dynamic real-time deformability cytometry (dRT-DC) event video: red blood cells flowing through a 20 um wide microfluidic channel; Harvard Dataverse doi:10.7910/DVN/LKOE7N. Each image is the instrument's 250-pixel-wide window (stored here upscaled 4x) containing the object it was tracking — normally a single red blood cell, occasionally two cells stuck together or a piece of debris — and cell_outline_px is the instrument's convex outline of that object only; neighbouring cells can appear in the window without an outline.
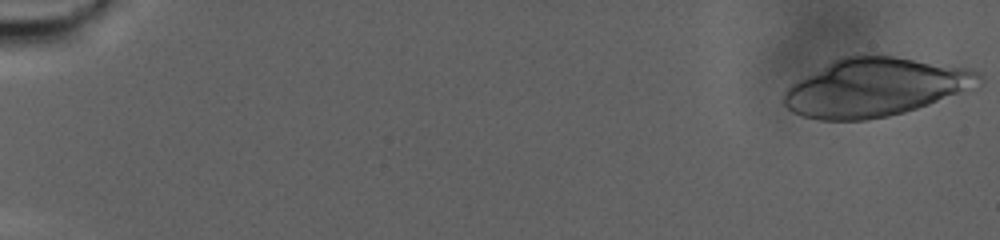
{"species": "human", "species_latin": "Homo sapiens", "temperature_condition": "warm", "stored_images_in_passage": 60, "camera_frame_rate_fps": 3000, "um_per_image_px": 0.085, "donor": {"sex": "male"}, "frame": {"image": 1, "passage_image": 1, "time_ms": 0.0, "image_size_px": [1000, 240], "cell_outline_px": [[984, 80], [928, 104], [904, 112], [888, 116], [868, 120], [820, 120], [804, 116], [792, 112], [784, 104], [784, 92], [792, 84], [832, 60], [844, 56], [864, 52], [872, 52], [972, 68], [980, 72], [984, 76]], "centroid_in_image_um": [74.36, 7.37], "position_along_channel_um": 10.6, "area_um2": 66.3}}
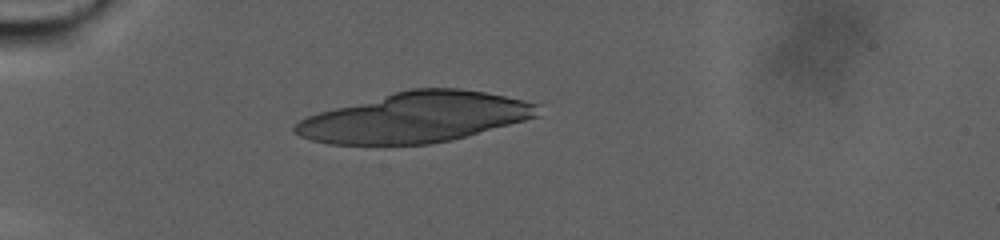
{"frame": {"image": 2, "passage_image": 27, "time_ms": 8.667, "image_size_px": [1000, 240], "cell_outline_px": [[540, 116], [452, 140], [428, 144], [328, 144], [312, 140], [300, 136], [292, 128], [300, 120], [308, 116], [320, 112], [396, 92], [412, 88], [460, 88], [484, 92], [524, 100], [540, 104]], "centroid_in_image_um": [35.36, 9.98], "position_along_channel_um": 49.6, "area_um2": 70.11}}